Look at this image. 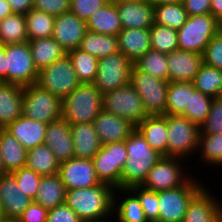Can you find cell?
<instances>
[{"label": "cell", "instance_id": "94428289", "mask_svg": "<svg viewBox=\"0 0 222 222\" xmlns=\"http://www.w3.org/2000/svg\"><path fill=\"white\" fill-rule=\"evenodd\" d=\"M4 174H7V172H6V168L4 166V163H3L2 154L0 152V176H2Z\"/></svg>", "mask_w": 222, "mask_h": 222}, {"label": "cell", "instance_id": "3957f363", "mask_svg": "<svg viewBox=\"0 0 222 222\" xmlns=\"http://www.w3.org/2000/svg\"><path fill=\"white\" fill-rule=\"evenodd\" d=\"M103 94L93 83H80L62 99L61 118L70 125L93 123L103 109Z\"/></svg>", "mask_w": 222, "mask_h": 222}, {"label": "cell", "instance_id": "30bf717a", "mask_svg": "<svg viewBox=\"0 0 222 222\" xmlns=\"http://www.w3.org/2000/svg\"><path fill=\"white\" fill-rule=\"evenodd\" d=\"M186 161L177 157L162 156L148 172L141 186L156 192L182 186L192 176V174L189 175L188 169L182 166Z\"/></svg>", "mask_w": 222, "mask_h": 222}, {"label": "cell", "instance_id": "d6986e66", "mask_svg": "<svg viewBox=\"0 0 222 222\" xmlns=\"http://www.w3.org/2000/svg\"><path fill=\"white\" fill-rule=\"evenodd\" d=\"M93 125L102 145L122 142L130 137L131 133L136 129V127L126 119L104 111L103 109L93 120Z\"/></svg>", "mask_w": 222, "mask_h": 222}, {"label": "cell", "instance_id": "60d3db41", "mask_svg": "<svg viewBox=\"0 0 222 222\" xmlns=\"http://www.w3.org/2000/svg\"><path fill=\"white\" fill-rule=\"evenodd\" d=\"M199 161L203 164L222 167V132L218 134H200L198 146ZM217 165V166H216Z\"/></svg>", "mask_w": 222, "mask_h": 222}, {"label": "cell", "instance_id": "e575fe53", "mask_svg": "<svg viewBox=\"0 0 222 222\" xmlns=\"http://www.w3.org/2000/svg\"><path fill=\"white\" fill-rule=\"evenodd\" d=\"M59 165L60 162L45 144L36 146L27 153L26 167L41 176L57 174Z\"/></svg>", "mask_w": 222, "mask_h": 222}, {"label": "cell", "instance_id": "2e32d148", "mask_svg": "<svg viewBox=\"0 0 222 222\" xmlns=\"http://www.w3.org/2000/svg\"><path fill=\"white\" fill-rule=\"evenodd\" d=\"M32 201L20 189L12 173L0 176V203L4 220L16 222Z\"/></svg>", "mask_w": 222, "mask_h": 222}, {"label": "cell", "instance_id": "6f0895ef", "mask_svg": "<svg viewBox=\"0 0 222 222\" xmlns=\"http://www.w3.org/2000/svg\"><path fill=\"white\" fill-rule=\"evenodd\" d=\"M210 14L222 24V0H211Z\"/></svg>", "mask_w": 222, "mask_h": 222}, {"label": "cell", "instance_id": "816d5d0a", "mask_svg": "<svg viewBox=\"0 0 222 222\" xmlns=\"http://www.w3.org/2000/svg\"><path fill=\"white\" fill-rule=\"evenodd\" d=\"M47 222H83L64 202L48 210Z\"/></svg>", "mask_w": 222, "mask_h": 222}, {"label": "cell", "instance_id": "9c48e42d", "mask_svg": "<svg viewBox=\"0 0 222 222\" xmlns=\"http://www.w3.org/2000/svg\"><path fill=\"white\" fill-rule=\"evenodd\" d=\"M127 158L124 141L102 145L92 158L99 181L114 189L121 188V175Z\"/></svg>", "mask_w": 222, "mask_h": 222}, {"label": "cell", "instance_id": "f6af8a7d", "mask_svg": "<svg viewBox=\"0 0 222 222\" xmlns=\"http://www.w3.org/2000/svg\"><path fill=\"white\" fill-rule=\"evenodd\" d=\"M129 189L138 197L146 219L149 222H156L159 218L158 193L142 186H132Z\"/></svg>", "mask_w": 222, "mask_h": 222}, {"label": "cell", "instance_id": "5b68a950", "mask_svg": "<svg viewBox=\"0 0 222 222\" xmlns=\"http://www.w3.org/2000/svg\"><path fill=\"white\" fill-rule=\"evenodd\" d=\"M221 28L222 24L211 14L188 16L185 24L177 30L178 49L203 54Z\"/></svg>", "mask_w": 222, "mask_h": 222}, {"label": "cell", "instance_id": "74e56055", "mask_svg": "<svg viewBox=\"0 0 222 222\" xmlns=\"http://www.w3.org/2000/svg\"><path fill=\"white\" fill-rule=\"evenodd\" d=\"M80 83H94L98 70V59L79 48L67 52Z\"/></svg>", "mask_w": 222, "mask_h": 222}, {"label": "cell", "instance_id": "7a4b0ae2", "mask_svg": "<svg viewBox=\"0 0 222 222\" xmlns=\"http://www.w3.org/2000/svg\"><path fill=\"white\" fill-rule=\"evenodd\" d=\"M124 142L128 158L121 175V188L141 186L162 155L150 147L137 128Z\"/></svg>", "mask_w": 222, "mask_h": 222}, {"label": "cell", "instance_id": "f5cc1de1", "mask_svg": "<svg viewBox=\"0 0 222 222\" xmlns=\"http://www.w3.org/2000/svg\"><path fill=\"white\" fill-rule=\"evenodd\" d=\"M48 209L32 201L16 222H47Z\"/></svg>", "mask_w": 222, "mask_h": 222}, {"label": "cell", "instance_id": "680465c9", "mask_svg": "<svg viewBox=\"0 0 222 222\" xmlns=\"http://www.w3.org/2000/svg\"><path fill=\"white\" fill-rule=\"evenodd\" d=\"M13 12L7 0H0V20L6 16L12 15Z\"/></svg>", "mask_w": 222, "mask_h": 222}, {"label": "cell", "instance_id": "8fae6325", "mask_svg": "<svg viewBox=\"0 0 222 222\" xmlns=\"http://www.w3.org/2000/svg\"><path fill=\"white\" fill-rule=\"evenodd\" d=\"M168 83L138 70L134 65L132 67L130 84L140 95L149 116L165 115Z\"/></svg>", "mask_w": 222, "mask_h": 222}, {"label": "cell", "instance_id": "91938a15", "mask_svg": "<svg viewBox=\"0 0 222 222\" xmlns=\"http://www.w3.org/2000/svg\"><path fill=\"white\" fill-rule=\"evenodd\" d=\"M154 5L162 4V3H182L183 0H149Z\"/></svg>", "mask_w": 222, "mask_h": 222}, {"label": "cell", "instance_id": "4316f807", "mask_svg": "<svg viewBox=\"0 0 222 222\" xmlns=\"http://www.w3.org/2000/svg\"><path fill=\"white\" fill-rule=\"evenodd\" d=\"M70 128L74 157L92 159L102 147L93 123L72 124Z\"/></svg>", "mask_w": 222, "mask_h": 222}, {"label": "cell", "instance_id": "83f0119b", "mask_svg": "<svg viewBox=\"0 0 222 222\" xmlns=\"http://www.w3.org/2000/svg\"><path fill=\"white\" fill-rule=\"evenodd\" d=\"M136 128L151 148L162 156H167V115L147 116Z\"/></svg>", "mask_w": 222, "mask_h": 222}, {"label": "cell", "instance_id": "6125c7cd", "mask_svg": "<svg viewBox=\"0 0 222 222\" xmlns=\"http://www.w3.org/2000/svg\"><path fill=\"white\" fill-rule=\"evenodd\" d=\"M107 1L116 5L121 2L139 1V0H107Z\"/></svg>", "mask_w": 222, "mask_h": 222}, {"label": "cell", "instance_id": "7402d4cb", "mask_svg": "<svg viewBox=\"0 0 222 222\" xmlns=\"http://www.w3.org/2000/svg\"><path fill=\"white\" fill-rule=\"evenodd\" d=\"M169 82H192L203 64V55L175 49L167 54Z\"/></svg>", "mask_w": 222, "mask_h": 222}, {"label": "cell", "instance_id": "db71d44e", "mask_svg": "<svg viewBox=\"0 0 222 222\" xmlns=\"http://www.w3.org/2000/svg\"><path fill=\"white\" fill-rule=\"evenodd\" d=\"M188 16L210 14L211 0H183Z\"/></svg>", "mask_w": 222, "mask_h": 222}, {"label": "cell", "instance_id": "be15d7a7", "mask_svg": "<svg viewBox=\"0 0 222 222\" xmlns=\"http://www.w3.org/2000/svg\"><path fill=\"white\" fill-rule=\"evenodd\" d=\"M4 221L3 214L1 211V203H0V222Z\"/></svg>", "mask_w": 222, "mask_h": 222}, {"label": "cell", "instance_id": "f1b7e54d", "mask_svg": "<svg viewBox=\"0 0 222 222\" xmlns=\"http://www.w3.org/2000/svg\"><path fill=\"white\" fill-rule=\"evenodd\" d=\"M87 30L104 35L118 36L122 29L117 6L108 2L86 21Z\"/></svg>", "mask_w": 222, "mask_h": 222}, {"label": "cell", "instance_id": "f907efd6", "mask_svg": "<svg viewBox=\"0 0 222 222\" xmlns=\"http://www.w3.org/2000/svg\"><path fill=\"white\" fill-rule=\"evenodd\" d=\"M33 9L56 17L70 11V0H34Z\"/></svg>", "mask_w": 222, "mask_h": 222}, {"label": "cell", "instance_id": "e0dca14e", "mask_svg": "<svg viewBox=\"0 0 222 222\" xmlns=\"http://www.w3.org/2000/svg\"><path fill=\"white\" fill-rule=\"evenodd\" d=\"M86 31V21L69 11L55 17L52 38L68 52L79 47Z\"/></svg>", "mask_w": 222, "mask_h": 222}, {"label": "cell", "instance_id": "bcb514c9", "mask_svg": "<svg viewBox=\"0 0 222 222\" xmlns=\"http://www.w3.org/2000/svg\"><path fill=\"white\" fill-rule=\"evenodd\" d=\"M12 174L14 175L20 189L34 200L42 176L26 166L15 170Z\"/></svg>", "mask_w": 222, "mask_h": 222}, {"label": "cell", "instance_id": "ab89813d", "mask_svg": "<svg viewBox=\"0 0 222 222\" xmlns=\"http://www.w3.org/2000/svg\"><path fill=\"white\" fill-rule=\"evenodd\" d=\"M133 65L140 71L150 74L158 79L169 81V66L167 54L150 49Z\"/></svg>", "mask_w": 222, "mask_h": 222}, {"label": "cell", "instance_id": "e7e4bbea", "mask_svg": "<svg viewBox=\"0 0 222 222\" xmlns=\"http://www.w3.org/2000/svg\"><path fill=\"white\" fill-rule=\"evenodd\" d=\"M215 222H222L221 218L219 217Z\"/></svg>", "mask_w": 222, "mask_h": 222}, {"label": "cell", "instance_id": "277c9868", "mask_svg": "<svg viewBox=\"0 0 222 222\" xmlns=\"http://www.w3.org/2000/svg\"><path fill=\"white\" fill-rule=\"evenodd\" d=\"M167 156L194 158L199 146L200 126L182 115H167Z\"/></svg>", "mask_w": 222, "mask_h": 222}, {"label": "cell", "instance_id": "11a10c76", "mask_svg": "<svg viewBox=\"0 0 222 222\" xmlns=\"http://www.w3.org/2000/svg\"><path fill=\"white\" fill-rule=\"evenodd\" d=\"M11 10L15 14H27L33 9L34 0H7Z\"/></svg>", "mask_w": 222, "mask_h": 222}, {"label": "cell", "instance_id": "7c38bea8", "mask_svg": "<svg viewBox=\"0 0 222 222\" xmlns=\"http://www.w3.org/2000/svg\"><path fill=\"white\" fill-rule=\"evenodd\" d=\"M36 84L63 99L68 96L80 82L72 66L70 57L66 54L61 59L54 61L49 66L40 70Z\"/></svg>", "mask_w": 222, "mask_h": 222}, {"label": "cell", "instance_id": "5bb4252c", "mask_svg": "<svg viewBox=\"0 0 222 222\" xmlns=\"http://www.w3.org/2000/svg\"><path fill=\"white\" fill-rule=\"evenodd\" d=\"M7 83L22 87L35 84L39 71L36 69L28 42L5 45Z\"/></svg>", "mask_w": 222, "mask_h": 222}, {"label": "cell", "instance_id": "4dcf8cb0", "mask_svg": "<svg viewBox=\"0 0 222 222\" xmlns=\"http://www.w3.org/2000/svg\"><path fill=\"white\" fill-rule=\"evenodd\" d=\"M0 152L7 173L26 166L28 151L5 129H0Z\"/></svg>", "mask_w": 222, "mask_h": 222}, {"label": "cell", "instance_id": "f546056e", "mask_svg": "<svg viewBox=\"0 0 222 222\" xmlns=\"http://www.w3.org/2000/svg\"><path fill=\"white\" fill-rule=\"evenodd\" d=\"M66 200V188L59 174L42 176L34 202L44 208L52 209Z\"/></svg>", "mask_w": 222, "mask_h": 222}, {"label": "cell", "instance_id": "52a82bcc", "mask_svg": "<svg viewBox=\"0 0 222 222\" xmlns=\"http://www.w3.org/2000/svg\"><path fill=\"white\" fill-rule=\"evenodd\" d=\"M23 115L49 124L62 116V99L38 84L23 87Z\"/></svg>", "mask_w": 222, "mask_h": 222}, {"label": "cell", "instance_id": "681fc988", "mask_svg": "<svg viewBox=\"0 0 222 222\" xmlns=\"http://www.w3.org/2000/svg\"><path fill=\"white\" fill-rule=\"evenodd\" d=\"M107 3V0H70V12L87 21L93 13Z\"/></svg>", "mask_w": 222, "mask_h": 222}, {"label": "cell", "instance_id": "c3c4849f", "mask_svg": "<svg viewBox=\"0 0 222 222\" xmlns=\"http://www.w3.org/2000/svg\"><path fill=\"white\" fill-rule=\"evenodd\" d=\"M202 55L203 63L222 70V28L207 44Z\"/></svg>", "mask_w": 222, "mask_h": 222}, {"label": "cell", "instance_id": "9a60e30c", "mask_svg": "<svg viewBox=\"0 0 222 222\" xmlns=\"http://www.w3.org/2000/svg\"><path fill=\"white\" fill-rule=\"evenodd\" d=\"M58 174L66 190L99 185L92 159L72 157L59 165Z\"/></svg>", "mask_w": 222, "mask_h": 222}, {"label": "cell", "instance_id": "ac0fdd59", "mask_svg": "<svg viewBox=\"0 0 222 222\" xmlns=\"http://www.w3.org/2000/svg\"><path fill=\"white\" fill-rule=\"evenodd\" d=\"M206 187L204 184L192 197L182 222H215L220 217L222 198H215Z\"/></svg>", "mask_w": 222, "mask_h": 222}, {"label": "cell", "instance_id": "44dd1931", "mask_svg": "<svg viewBox=\"0 0 222 222\" xmlns=\"http://www.w3.org/2000/svg\"><path fill=\"white\" fill-rule=\"evenodd\" d=\"M122 29H150L154 24V4L149 0L116 4Z\"/></svg>", "mask_w": 222, "mask_h": 222}, {"label": "cell", "instance_id": "7dc6e473", "mask_svg": "<svg viewBox=\"0 0 222 222\" xmlns=\"http://www.w3.org/2000/svg\"><path fill=\"white\" fill-rule=\"evenodd\" d=\"M222 132V99L213 98L210 111L205 121L200 125V134H218Z\"/></svg>", "mask_w": 222, "mask_h": 222}, {"label": "cell", "instance_id": "d4e9b609", "mask_svg": "<svg viewBox=\"0 0 222 222\" xmlns=\"http://www.w3.org/2000/svg\"><path fill=\"white\" fill-rule=\"evenodd\" d=\"M113 216L112 222H149L144 215L138 197L129 188L114 190Z\"/></svg>", "mask_w": 222, "mask_h": 222}, {"label": "cell", "instance_id": "4fadbf2b", "mask_svg": "<svg viewBox=\"0 0 222 222\" xmlns=\"http://www.w3.org/2000/svg\"><path fill=\"white\" fill-rule=\"evenodd\" d=\"M133 63L122 53L117 52L98 59V70L94 85L102 93L114 91L130 83Z\"/></svg>", "mask_w": 222, "mask_h": 222}, {"label": "cell", "instance_id": "ba28073f", "mask_svg": "<svg viewBox=\"0 0 222 222\" xmlns=\"http://www.w3.org/2000/svg\"><path fill=\"white\" fill-rule=\"evenodd\" d=\"M102 101L104 111L126 119L135 127L149 116L140 95L130 83L103 94Z\"/></svg>", "mask_w": 222, "mask_h": 222}, {"label": "cell", "instance_id": "8992f818", "mask_svg": "<svg viewBox=\"0 0 222 222\" xmlns=\"http://www.w3.org/2000/svg\"><path fill=\"white\" fill-rule=\"evenodd\" d=\"M192 175L182 186L158 191L159 218L156 222H182L192 197L204 186Z\"/></svg>", "mask_w": 222, "mask_h": 222}, {"label": "cell", "instance_id": "9f6ffc18", "mask_svg": "<svg viewBox=\"0 0 222 222\" xmlns=\"http://www.w3.org/2000/svg\"><path fill=\"white\" fill-rule=\"evenodd\" d=\"M0 82L7 83L5 45L0 43Z\"/></svg>", "mask_w": 222, "mask_h": 222}, {"label": "cell", "instance_id": "f35d334b", "mask_svg": "<svg viewBox=\"0 0 222 222\" xmlns=\"http://www.w3.org/2000/svg\"><path fill=\"white\" fill-rule=\"evenodd\" d=\"M187 17L183 3L154 5V23L178 30L185 24Z\"/></svg>", "mask_w": 222, "mask_h": 222}, {"label": "cell", "instance_id": "d6a6232c", "mask_svg": "<svg viewBox=\"0 0 222 222\" xmlns=\"http://www.w3.org/2000/svg\"><path fill=\"white\" fill-rule=\"evenodd\" d=\"M194 90L193 82H169L165 115L183 116L189 110L190 93Z\"/></svg>", "mask_w": 222, "mask_h": 222}, {"label": "cell", "instance_id": "7bdbcfd3", "mask_svg": "<svg viewBox=\"0 0 222 222\" xmlns=\"http://www.w3.org/2000/svg\"><path fill=\"white\" fill-rule=\"evenodd\" d=\"M149 34L151 49L165 54L178 49V32L176 29L154 23L149 29Z\"/></svg>", "mask_w": 222, "mask_h": 222}, {"label": "cell", "instance_id": "836d02e7", "mask_svg": "<svg viewBox=\"0 0 222 222\" xmlns=\"http://www.w3.org/2000/svg\"><path fill=\"white\" fill-rule=\"evenodd\" d=\"M78 48L100 59L119 52L118 37L87 30Z\"/></svg>", "mask_w": 222, "mask_h": 222}, {"label": "cell", "instance_id": "484cf974", "mask_svg": "<svg viewBox=\"0 0 222 222\" xmlns=\"http://www.w3.org/2000/svg\"><path fill=\"white\" fill-rule=\"evenodd\" d=\"M117 37L119 51L132 63L151 49L149 29H121Z\"/></svg>", "mask_w": 222, "mask_h": 222}, {"label": "cell", "instance_id": "6da1fadb", "mask_svg": "<svg viewBox=\"0 0 222 222\" xmlns=\"http://www.w3.org/2000/svg\"><path fill=\"white\" fill-rule=\"evenodd\" d=\"M114 190L105 183L66 190L65 203L83 222H112Z\"/></svg>", "mask_w": 222, "mask_h": 222}, {"label": "cell", "instance_id": "cb8c5ba5", "mask_svg": "<svg viewBox=\"0 0 222 222\" xmlns=\"http://www.w3.org/2000/svg\"><path fill=\"white\" fill-rule=\"evenodd\" d=\"M23 115V87L0 82V129Z\"/></svg>", "mask_w": 222, "mask_h": 222}, {"label": "cell", "instance_id": "b9f144b4", "mask_svg": "<svg viewBox=\"0 0 222 222\" xmlns=\"http://www.w3.org/2000/svg\"><path fill=\"white\" fill-rule=\"evenodd\" d=\"M28 40L52 37L55 17L45 12L31 9L24 15Z\"/></svg>", "mask_w": 222, "mask_h": 222}, {"label": "cell", "instance_id": "8d00e7d4", "mask_svg": "<svg viewBox=\"0 0 222 222\" xmlns=\"http://www.w3.org/2000/svg\"><path fill=\"white\" fill-rule=\"evenodd\" d=\"M28 41L26 19L23 14L13 13L0 20V43L10 45Z\"/></svg>", "mask_w": 222, "mask_h": 222}, {"label": "cell", "instance_id": "ee69618b", "mask_svg": "<svg viewBox=\"0 0 222 222\" xmlns=\"http://www.w3.org/2000/svg\"><path fill=\"white\" fill-rule=\"evenodd\" d=\"M213 98L199 90L190 93L189 110L183 115L199 126L207 118Z\"/></svg>", "mask_w": 222, "mask_h": 222}, {"label": "cell", "instance_id": "603a6c76", "mask_svg": "<svg viewBox=\"0 0 222 222\" xmlns=\"http://www.w3.org/2000/svg\"><path fill=\"white\" fill-rule=\"evenodd\" d=\"M47 126L48 124L44 122L28 119L22 115L9 124L5 130L17 138L23 147L29 151L44 144Z\"/></svg>", "mask_w": 222, "mask_h": 222}, {"label": "cell", "instance_id": "d590c367", "mask_svg": "<svg viewBox=\"0 0 222 222\" xmlns=\"http://www.w3.org/2000/svg\"><path fill=\"white\" fill-rule=\"evenodd\" d=\"M196 90L212 98H220L222 95V70L203 63L193 79Z\"/></svg>", "mask_w": 222, "mask_h": 222}, {"label": "cell", "instance_id": "1f68e13d", "mask_svg": "<svg viewBox=\"0 0 222 222\" xmlns=\"http://www.w3.org/2000/svg\"><path fill=\"white\" fill-rule=\"evenodd\" d=\"M28 43L30 45L35 67L38 71L67 54L65 49L52 37L36 38L29 40Z\"/></svg>", "mask_w": 222, "mask_h": 222}, {"label": "cell", "instance_id": "ffe728a7", "mask_svg": "<svg viewBox=\"0 0 222 222\" xmlns=\"http://www.w3.org/2000/svg\"><path fill=\"white\" fill-rule=\"evenodd\" d=\"M44 144L60 163L74 157L70 124L62 118L50 122L46 129Z\"/></svg>", "mask_w": 222, "mask_h": 222}]
</instances>
